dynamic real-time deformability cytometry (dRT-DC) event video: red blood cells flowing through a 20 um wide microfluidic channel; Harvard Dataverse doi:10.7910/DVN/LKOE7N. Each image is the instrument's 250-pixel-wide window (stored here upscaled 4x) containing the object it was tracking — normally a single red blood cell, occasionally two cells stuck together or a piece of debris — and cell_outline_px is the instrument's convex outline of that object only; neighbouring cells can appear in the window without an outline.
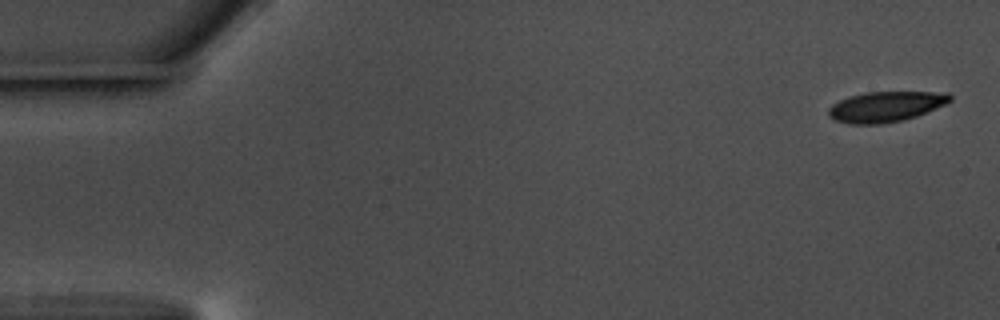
{"species": "common noctule bat (a hibernating species)", "species_latin": "Nyctalus noctula", "temperature_condition": "warm", "stored_images_in_passage": 56, "camera_frame_rate_fps": 3000, "um_per_image_px": 0.085, "animal": {"sex": "male", "body_mass_g": 17.5, "forearm_length_mm": 52.3}, "frame": {"image": 1, "passage_image": 1, "time_ms": 0.0, "image_size_px": [1000, 320], "cell_outline_px": [[952, 100], [944, 104], [916, 116], [900, 120], [880, 124], [848, 124], [836, 120], [828, 116], [828, 108], [832, 104], [848, 96], [868, 92], [948, 92], [952, 96]], "centroid_in_image_um": [75.25, 9.06], "position_along_channel_um": 9.7, "area_um2": 21.39}}
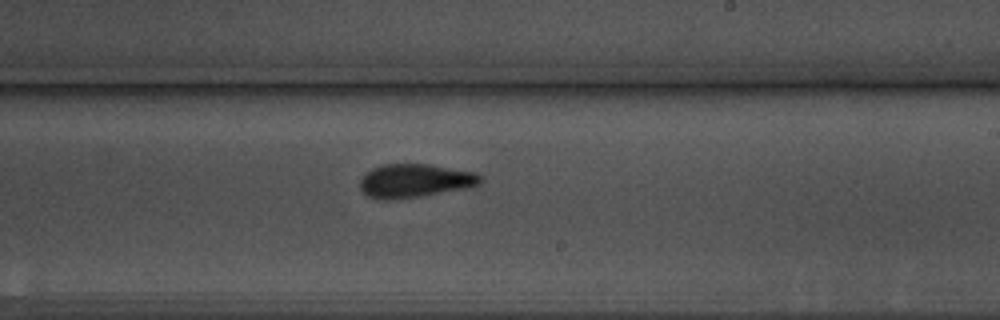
{"frame": {"image": 2, "passage_image": 33, "time_ms": 10.667, "image_size_px": [1000, 320], "cell_outline_px": [[484, 176], [480, 184], [464, 188], [420, 196], [396, 200], [376, 200], [368, 196], [360, 188], [360, 180], [372, 168], [380, 164], [428, 164], [476, 172]], "centroid_in_image_um": [35.25, 15.36], "position_along_channel_um": 253.7, "area_um2": 23.64}}
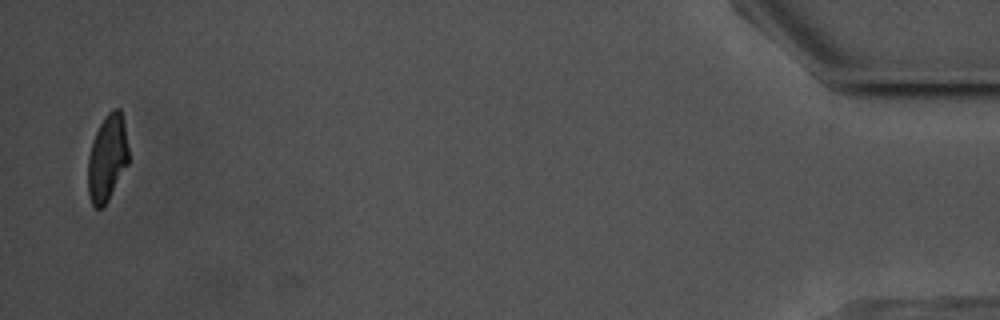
{"frame": {"image": 3, "passage_image": 55, "time_ms": 18.0, "image_size_px": [1000, 320], "cell_outline_px": [[128, 164], [108, 200], [100, 208], [96, 208], [92, 204], [88, 192], [88, 156], [96, 132], [104, 116], [112, 108], [120, 108], [124, 120], [128, 148]], "centroid_in_image_um": [9.12, 13.39], "position_along_channel_um": 426.1, "area_um2": 20.4}, "authors_computed_cell_mechanics": {"area_um2": 22.9755, "velocity_mm_per_s": 3.5692, "shape_relaxation_time_tau1_ms": 6.4615, "shape_relaxation_time_tau2_ms": 1.7956, "deformation_change_tau1": 0.1745, "deformation_change_tau2": 0.0922}}